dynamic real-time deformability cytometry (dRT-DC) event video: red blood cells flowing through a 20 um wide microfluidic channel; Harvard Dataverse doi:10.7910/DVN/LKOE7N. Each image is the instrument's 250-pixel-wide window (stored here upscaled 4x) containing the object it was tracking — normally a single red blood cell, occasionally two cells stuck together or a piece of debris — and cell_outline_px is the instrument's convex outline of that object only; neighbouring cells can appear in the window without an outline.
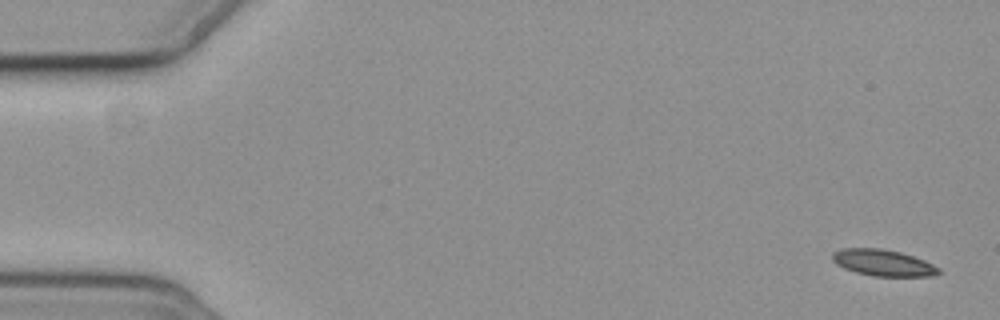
{"species": "common noctule bat (a hibernating species)", "species_latin": "Nyctalus noctula", "temperature_condition": "cold", "stored_images_in_passage": 6, "camera_frame_rate_fps": 3000, "um_per_image_px": 0.085, "animal": {"sex": "female", "body_mass_g": 19.3, "forearm_length_mm": 54.1}, "frame": {"image": 1, "passage_image": 1, "time_ms": 0.0, "image_size_px": [1000, 320], "cell_outline_px": [[940, 272], [932, 276], [872, 276], [856, 272], [844, 268], [836, 264], [832, 260], [832, 252], [840, 248], [880, 248], [900, 252], [924, 260], [940, 268]], "centroid_in_image_um": [75.03, 22.33], "position_along_channel_um": 10.0, "area_um2": 16.36}}
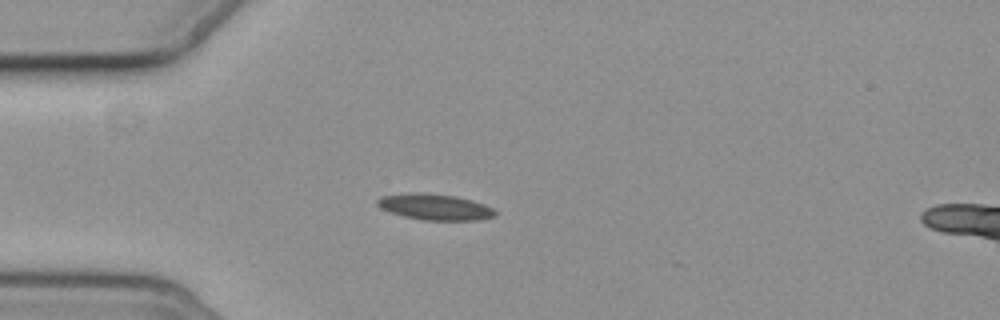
{"frame": {"image": 2, "passage_image": 4, "time_ms": 4.667, "image_size_px": [1000, 320], "cell_outline_px": [[496, 216], [480, 220], [424, 220], [404, 216], [388, 212], [380, 208], [376, 204], [376, 200], [380, 196], [412, 192], [456, 196], [472, 200], [496, 208]], "centroid_in_image_um": [36.97, 17.59], "position_along_channel_um": 48.0, "area_um2": 18.03}}
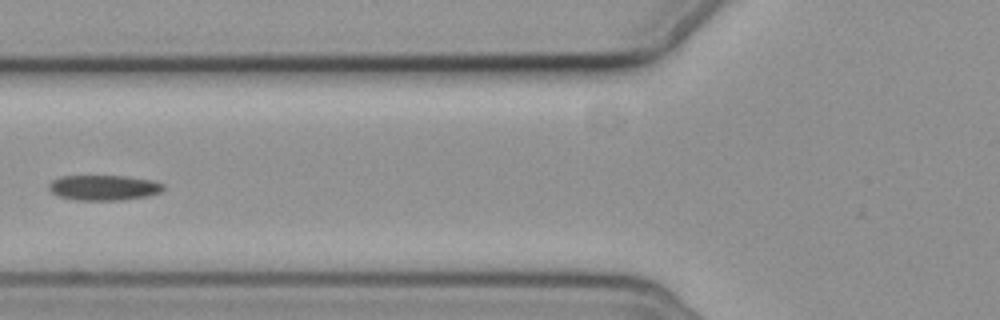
{"frame": {"image": 3, "passage_image": 6, "time_ms": 7.0, "image_size_px": [1000, 320], "cell_outline_px": [[164, 188], [160, 192], [148, 196], [124, 200], [76, 200], [60, 196], [52, 192], [48, 188], [48, 184], [52, 180], [60, 176], [124, 176], [152, 180], [164, 184]], "centroid_in_image_um": [8.82, 15.95], "position_along_channel_um": 117.0, "area_um2": 16.88}}